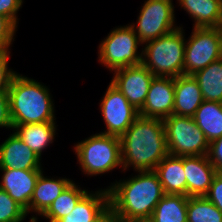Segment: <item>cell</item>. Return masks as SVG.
<instances>
[{"label":"cell","instance_id":"4dcf8cb0","mask_svg":"<svg viewBox=\"0 0 222 222\" xmlns=\"http://www.w3.org/2000/svg\"><path fill=\"white\" fill-rule=\"evenodd\" d=\"M205 197L222 212V172H217Z\"/></svg>","mask_w":222,"mask_h":222},{"label":"cell","instance_id":"7a4b0ae2","mask_svg":"<svg viewBox=\"0 0 222 222\" xmlns=\"http://www.w3.org/2000/svg\"><path fill=\"white\" fill-rule=\"evenodd\" d=\"M136 174L107 186L109 206L124 222L150 219L165 195L155 171H136Z\"/></svg>","mask_w":222,"mask_h":222},{"label":"cell","instance_id":"277c9868","mask_svg":"<svg viewBox=\"0 0 222 222\" xmlns=\"http://www.w3.org/2000/svg\"><path fill=\"white\" fill-rule=\"evenodd\" d=\"M185 32L183 26L143 44L142 64L154 75L178 77L184 74Z\"/></svg>","mask_w":222,"mask_h":222},{"label":"cell","instance_id":"f1b7e54d","mask_svg":"<svg viewBox=\"0 0 222 222\" xmlns=\"http://www.w3.org/2000/svg\"><path fill=\"white\" fill-rule=\"evenodd\" d=\"M11 52H0V93H8L13 77L17 74L9 65Z\"/></svg>","mask_w":222,"mask_h":222},{"label":"cell","instance_id":"d6a6232c","mask_svg":"<svg viewBox=\"0 0 222 222\" xmlns=\"http://www.w3.org/2000/svg\"><path fill=\"white\" fill-rule=\"evenodd\" d=\"M0 128L13 130L9 111L8 93H0Z\"/></svg>","mask_w":222,"mask_h":222},{"label":"cell","instance_id":"44dd1931","mask_svg":"<svg viewBox=\"0 0 222 222\" xmlns=\"http://www.w3.org/2000/svg\"><path fill=\"white\" fill-rule=\"evenodd\" d=\"M165 194L186 196V177L183 156H165L154 170Z\"/></svg>","mask_w":222,"mask_h":222},{"label":"cell","instance_id":"ba28073f","mask_svg":"<svg viewBox=\"0 0 222 222\" xmlns=\"http://www.w3.org/2000/svg\"><path fill=\"white\" fill-rule=\"evenodd\" d=\"M221 58L222 27H193L185 41L184 75H193Z\"/></svg>","mask_w":222,"mask_h":222},{"label":"cell","instance_id":"5b68a950","mask_svg":"<svg viewBox=\"0 0 222 222\" xmlns=\"http://www.w3.org/2000/svg\"><path fill=\"white\" fill-rule=\"evenodd\" d=\"M73 148L79 168L87 176L97 177L117 167L122 170L121 141L118 136L95 133L74 144Z\"/></svg>","mask_w":222,"mask_h":222},{"label":"cell","instance_id":"603a6c76","mask_svg":"<svg viewBox=\"0 0 222 222\" xmlns=\"http://www.w3.org/2000/svg\"><path fill=\"white\" fill-rule=\"evenodd\" d=\"M204 101L222 103V58L193 74Z\"/></svg>","mask_w":222,"mask_h":222},{"label":"cell","instance_id":"ac0fdd59","mask_svg":"<svg viewBox=\"0 0 222 222\" xmlns=\"http://www.w3.org/2000/svg\"><path fill=\"white\" fill-rule=\"evenodd\" d=\"M187 12L194 28L222 27V0H176Z\"/></svg>","mask_w":222,"mask_h":222},{"label":"cell","instance_id":"e0dca14e","mask_svg":"<svg viewBox=\"0 0 222 222\" xmlns=\"http://www.w3.org/2000/svg\"><path fill=\"white\" fill-rule=\"evenodd\" d=\"M174 90L173 114L192 117L204 101L197 80L193 75L174 77Z\"/></svg>","mask_w":222,"mask_h":222},{"label":"cell","instance_id":"52a82bcc","mask_svg":"<svg viewBox=\"0 0 222 222\" xmlns=\"http://www.w3.org/2000/svg\"><path fill=\"white\" fill-rule=\"evenodd\" d=\"M169 155H207L209 141L192 117L172 114L163 119Z\"/></svg>","mask_w":222,"mask_h":222},{"label":"cell","instance_id":"484cf974","mask_svg":"<svg viewBox=\"0 0 222 222\" xmlns=\"http://www.w3.org/2000/svg\"><path fill=\"white\" fill-rule=\"evenodd\" d=\"M187 222H222V212L205 196H190Z\"/></svg>","mask_w":222,"mask_h":222},{"label":"cell","instance_id":"8992f818","mask_svg":"<svg viewBox=\"0 0 222 222\" xmlns=\"http://www.w3.org/2000/svg\"><path fill=\"white\" fill-rule=\"evenodd\" d=\"M140 46L143 44L129 24L115 27L98 46V62L110 72L142 64Z\"/></svg>","mask_w":222,"mask_h":222},{"label":"cell","instance_id":"9a60e30c","mask_svg":"<svg viewBox=\"0 0 222 222\" xmlns=\"http://www.w3.org/2000/svg\"><path fill=\"white\" fill-rule=\"evenodd\" d=\"M186 177V196H205L217 170L207 155L183 156Z\"/></svg>","mask_w":222,"mask_h":222},{"label":"cell","instance_id":"30bf717a","mask_svg":"<svg viewBox=\"0 0 222 222\" xmlns=\"http://www.w3.org/2000/svg\"><path fill=\"white\" fill-rule=\"evenodd\" d=\"M99 106L106 127L101 134L121 137L139 116V110L111 82Z\"/></svg>","mask_w":222,"mask_h":222},{"label":"cell","instance_id":"1f68e13d","mask_svg":"<svg viewBox=\"0 0 222 222\" xmlns=\"http://www.w3.org/2000/svg\"><path fill=\"white\" fill-rule=\"evenodd\" d=\"M207 156L217 172H222V136L210 142Z\"/></svg>","mask_w":222,"mask_h":222},{"label":"cell","instance_id":"83f0119b","mask_svg":"<svg viewBox=\"0 0 222 222\" xmlns=\"http://www.w3.org/2000/svg\"><path fill=\"white\" fill-rule=\"evenodd\" d=\"M17 28L9 18L0 15V52H10Z\"/></svg>","mask_w":222,"mask_h":222},{"label":"cell","instance_id":"7402d4cb","mask_svg":"<svg viewBox=\"0 0 222 222\" xmlns=\"http://www.w3.org/2000/svg\"><path fill=\"white\" fill-rule=\"evenodd\" d=\"M192 118L209 143L222 136V103L203 101Z\"/></svg>","mask_w":222,"mask_h":222},{"label":"cell","instance_id":"d4e9b609","mask_svg":"<svg viewBox=\"0 0 222 222\" xmlns=\"http://www.w3.org/2000/svg\"><path fill=\"white\" fill-rule=\"evenodd\" d=\"M87 192L88 189H82L80 185L72 181L41 217L46 218L48 222H58L72 212L79 200Z\"/></svg>","mask_w":222,"mask_h":222},{"label":"cell","instance_id":"3957f363","mask_svg":"<svg viewBox=\"0 0 222 222\" xmlns=\"http://www.w3.org/2000/svg\"><path fill=\"white\" fill-rule=\"evenodd\" d=\"M52 98L48 86L17 73L8 90L12 125L56 122Z\"/></svg>","mask_w":222,"mask_h":222},{"label":"cell","instance_id":"f546056e","mask_svg":"<svg viewBox=\"0 0 222 222\" xmlns=\"http://www.w3.org/2000/svg\"><path fill=\"white\" fill-rule=\"evenodd\" d=\"M23 2V0H0V15L9 18L18 27L17 14L22 8Z\"/></svg>","mask_w":222,"mask_h":222},{"label":"cell","instance_id":"d6986e66","mask_svg":"<svg viewBox=\"0 0 222 222\" xmlns=\"http://www.w3.org/2000/svg\"><path fill=\"white\" fill-rule=\"evenodd\" d=\"M109 206L108 188L88 191L72 212L58 222H94Z\"/></svg>","mask_w":222,"mask_h":222},{"label":"cell","instance_id":"4fadbf2b","mask_svg":"<svg viewBox=\"0 0 222 222\" xmlns=\"http://www.w3.org/2000/svg\"><path fill=\"white\" fill-rule=\"evenodd\" d=\"M0 189L8 195L25 211L29 216V205L36 182L43 170H20L1 169Z\"/></svg>","mask_w":222,"mask_h":222},{"label":"cell","instance_id":"6da1fadb","mask_svg":"<svg viewBox=\"0 0 222 222\" xmlns=\"http://www.w3.org/2000/svg\"><path fill=\"white\" fill-rule=\"evenodd\" d=\"M122 171H154L167 156L163 119L138 116L120 137Z\"/></svg>","mask_w":222,"mask_h":222},{"label":"cell","instance_id":"836d02e7","mask_svg":"<svg viewBox=\"0 0 222 222\" xmlns=\"http://www.w3.org/2000/svg\"><path fill=\"white\" fill-rule=\"evenodd\" d=\"M94 222H124V221L110 206H108Z\"/></svg>","mask_w":222,"mask_h":222},{"label":"cell","instance_id":"5bb4252c","mask_svg":"<svg viewBox=\"0 0 222 222\" xmlns=\"http://www.w3.org/2000/svg\"><path fill=\"white\" fill-rule=\"evenodd\" d=\"M0 144V168L20 170H43L39 158L13 131Z\"/></svg>","mask_w":222,"mask_h":222},{"label":"cell","instance_id":"e575fe53","mask_svg":"<svg viewBox=\"0 0 222 222\" xmlns=\"http://www.w3.org/2000/svg\"><path fill=\"white\" fill-rule=\"evenodd\" d=\"M132 222H151L149 219H145V220H135V221H132Z\"/></svg>","mask_w":222,"mask_h":222},{"label":"cell","instance_id":"7c38bea8","mask_svg":"<svg viewBox=\"0 0 222 222\" xmlns=\"http://www.w3.org/2000/svg\"><path fill=\"white\" fill-rule=\"evenodd\" d=\"M174 100V77L155 76L151 81L146 101L139 110V115L165 119L173 114Z\"/></svg>","mask_w":222,"mask_h":222},{"label":"cell","instance_id":"ffe728a7","mask_svg":"<svg viewBox=\"0 0 222 222\" xmlns=\"http://www.w3.org/2000/svg\"><path fill=\"white\" fill-rule=\"evenodd\" d=\"M57 122L13 125L15 134L39 157L54 143Z\"/></svg>","mask_w":222,"mask_h":222},{"label":"cell","instance_id":"9c48e42d","mask_svg":"<svg viewBox=\"0 0 222 222\" xmlns=\"http://www.w3.org/2000/svg\"><path fill=\"white\" fill-rule=\"evenodd\" d=\"M173 0H146L136 24H129L142 44L164 36L180 26L175 24Z\"/></svg>","mask_w":222,"mask_h":222},{"label":"cell","instance_id":"cb8c5ba5","mask_svg":"<svg viewBox=\"0 0 222 222\" xmlns=\"http://www.w3.org/2000/svg\"><path fill=\"white\" fill-rule=\"evenodd\" d=\"M188 196L165 194L155 206L151 222H187Z\"/></svg>","mask_w":222,"mask_h":222},{"label":"cell","instance_id":"2e32d148","mask_svg":"<svg viewBox=\"0 0 222 222\" xmlns=\"http://www.w3.org/2000/svg\"><path fill=\"white\" fill-rule=\"evenodd\" d=\"M43 172L39 175L36 182L32 198L29 205V213L31 215L29 222H38L40 217L48 210L56 198L65 190V188L73 181L66 177L50 178L44 176ZM49 177V178H48Z\"/></svg>","mask_w":222,"mask_h":222},{"label":"cell","instance_id":"8fae6325","mask_svg":"<svg viewBox=\"0 0 222 222\" xmlns=\"http://www.w3.org/2000/svg\"><path fill=\"white\" fill-rule=\"evenodd\" d=\"M154 77L143 64H139L114 70L110 82L131 105L140 110L146 101Z\"/></svg>","mask_w":222,"mask_h":222},{"label":"cell","instance_id":"4316f807","mask_svg":"<svg viewBox=\"0 0 222 222\" xmlns=\"http://www.w3.org/2000/svg\"><path fill=\"white\" fill-rule=\"evenodd\" d=\"M26 216V211L0 189V222H23Z\"/></svg>","mask_w":222,"mask_h":222}]
</instances>
